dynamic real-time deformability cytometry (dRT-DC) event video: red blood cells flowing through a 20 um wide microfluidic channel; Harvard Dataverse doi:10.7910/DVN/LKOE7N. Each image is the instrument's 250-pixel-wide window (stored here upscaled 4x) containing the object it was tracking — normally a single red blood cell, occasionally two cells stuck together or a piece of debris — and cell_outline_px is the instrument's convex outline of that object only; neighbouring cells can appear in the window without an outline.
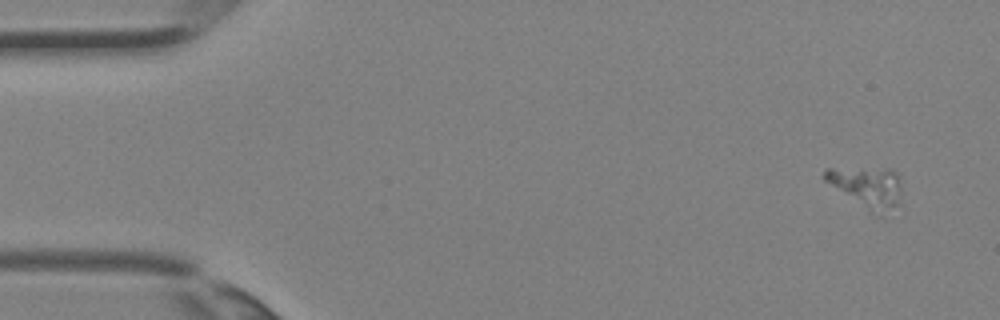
{"species": "Egyptian fruit bat (a non-hibernating species)", "species_latin": "Rousettus aegyptiacus", "temperature_condition": "room temperature", "stored_images_in_passage": 4, "camera_frame_rate_fps": 3000, "um_per_image_px": 0.085, "animal": {"sex": "female"}, "frame": {"image": 1, "passage_image": 1, "time_ms": 0.0, "image_size_px": [1000, 320], "cell_outline_px": [[900, 204], [876, 216], [824, 180], [824, 172], [828, 168], [892, 168], [900, 176]], "centroid_in_image_um": [73.75, 15.87], "position_along_channel_um": 11.3, "area_um2": 18.26}}
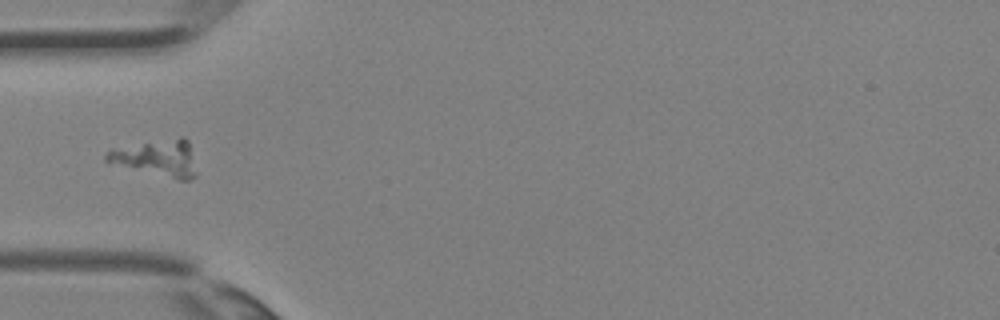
{"frame": {"image": 2, "passage_image": 4, "time_ms": 1.0, "image_size_px": [1000, 320], "cell_outline_px": [[196, 176], [188, 180], [180, 180], [104, 160], [104, 156], [112, 148], [180, 136], [184, 136], [188, 140], [196, 172]], "centroid_in_image_um": [13.4, 13.39], "position_along_channel_um": 71.6, "area_um2": 18.55}}